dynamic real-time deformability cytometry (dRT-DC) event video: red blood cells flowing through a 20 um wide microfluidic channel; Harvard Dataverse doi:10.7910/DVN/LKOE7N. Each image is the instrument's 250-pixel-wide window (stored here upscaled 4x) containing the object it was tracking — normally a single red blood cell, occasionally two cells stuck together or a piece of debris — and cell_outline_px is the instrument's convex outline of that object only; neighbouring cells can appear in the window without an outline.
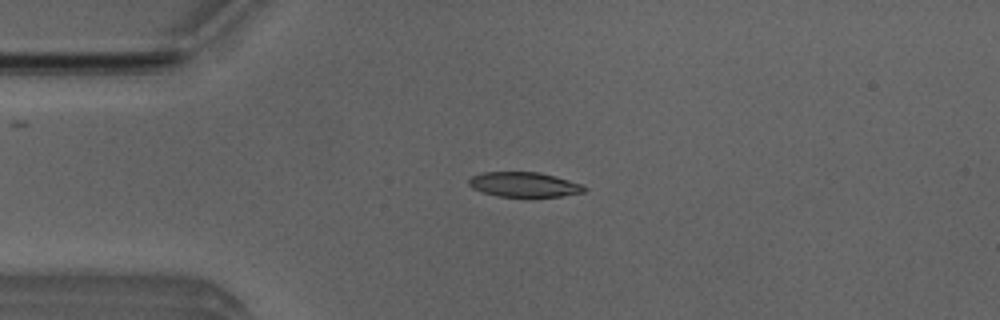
{"species": "Egyptian fruit bat (a non-hibernating species)", "species_latin": "Rousettus aegyptiacus", "temperature_condition": "room temperature", "stored_images_in_passage": 46, "camera_frame_rate_fps": 3000, "um_per_image_px": 0.085, "animal": {"sex": "male"}, "frame": {"image": 1, "passage_image": 6, "time_ms": 1.667, "image_size_px": [1000, 320], "cell_outline_px": [[588, 188], [584, 192], [560, 196], [496, 196], [472, 188], [468, 184], [468, 180], [472, 176], [484, 172], [540, 172], [556, 176], [580, 184]], "centroid_in_image_um": [44.54, 15.67], "position_along_channel_um": 40.5, "area_um2": 16.53}}
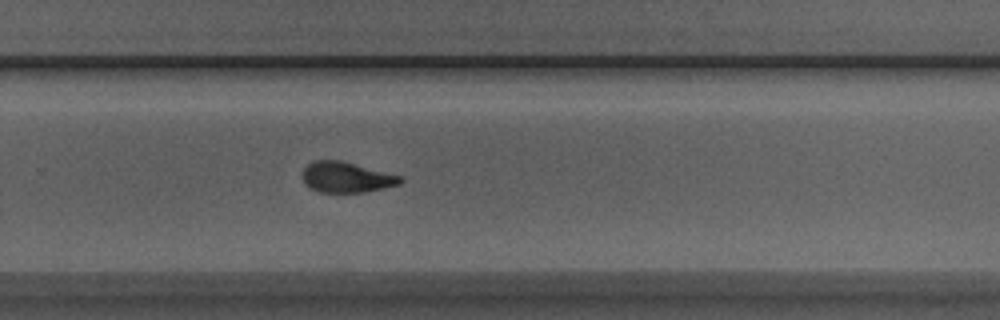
{"frame": {"image": 2, "passage_image": 28, "time_ms": 9.0, "image_size_px": [1000, 320], "cell_outline_px": [[404, 180], [400, 184], [384, 188], [364, 192], [320, 192], [304, 184], [304, 168], [308, 164], [316, 160], [340, 160], [404, 176]], "centroid_in_image_um": [29.51, 15.06], "position_along_channel_um": 300.3, "area_um2": 17.4}}
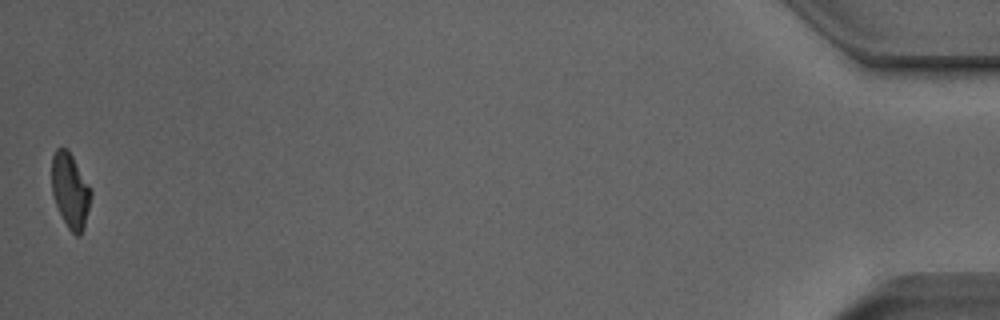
{"frame": {"image": 3, "passage_image": 46, "time_ms": 15.0, "image_size_px": [1000, 320], "cell_outline_px": [[92, 196], [84, 228], [80, 236], [76, 236], [68, 228], [56, 204], [52, 192], [52, 156], [56, 148], [68, 148], [92, 192]], "centroid_in_image_um": [5.98, 16.2], "position_along_channel_um": 429.2, "area_um2": 16.94}, "authors_computed_cell_mechanics": {"area_um2": 17.7735, "velocity_mm_per_s": 3.8578, "shape_relaxation_time_tau1_ms": 4.0359, "shape_relaxation_time_tau2_ms": 1.9184, "deformation_change_tau1": 0.1631, "deformation_change_tau2": 0.089}}